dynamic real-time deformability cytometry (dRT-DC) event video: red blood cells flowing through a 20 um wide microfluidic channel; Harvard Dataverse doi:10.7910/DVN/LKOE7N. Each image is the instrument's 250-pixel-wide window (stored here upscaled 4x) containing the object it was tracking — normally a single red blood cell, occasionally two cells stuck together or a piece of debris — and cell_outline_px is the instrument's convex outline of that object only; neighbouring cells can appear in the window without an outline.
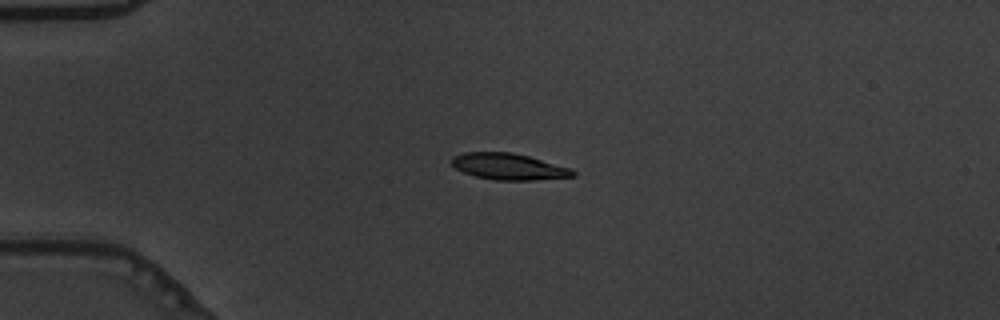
{"species": "common noctule bat (a hibernating species)", "species_latin": "Nyctalus noctula", "temperature_condition": "warm", "stored_images_in_passage": 55, "camera_frame_rate_fps": 3000, "um_per_image_px": 0.085, "animal": {"sex": "male", "body_mass_g": 19.5, "forearm_length_mm": 54.6}, "frame": {"image": 1, "passage_image": 14, "time_ms": 4.333, "image_size_px": [1000, 320], "cell_outline_px": [[576, 176], [532, 180], [496, 180], [476, 176], [464, 172], [456, 168], [452, 164], [452, 156], [464, 152], [512, 152], [528, 156], [572, 168], [576, 172]], "centroid_in_image_um": [43.26, 14.15], "position_along_channel_um": 41.7, "area_um2": 18.55}}
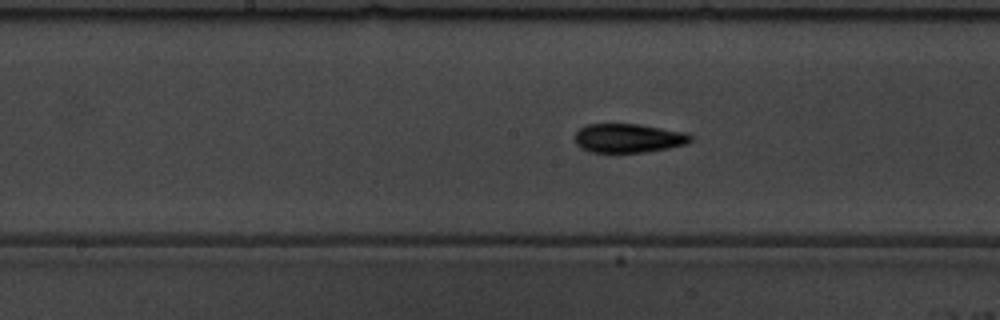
{"frame": {"image": 2, "passage_image": 29, "time_ms": 9.333, "image_size_px": [1000, 320], "cell_outline_px": [[692, 140], [684, 144], [668, 148], [644, 152], [592, 152], [580, 148], [576, 144], [576, 132], [580, 128], [588, 124], [640, 124], [684, 132], [692, 136]], "centroid_in_image_um": [53.4, 11.74], "position_along_channel_um": 194.8, "area_um2": 19.36}}
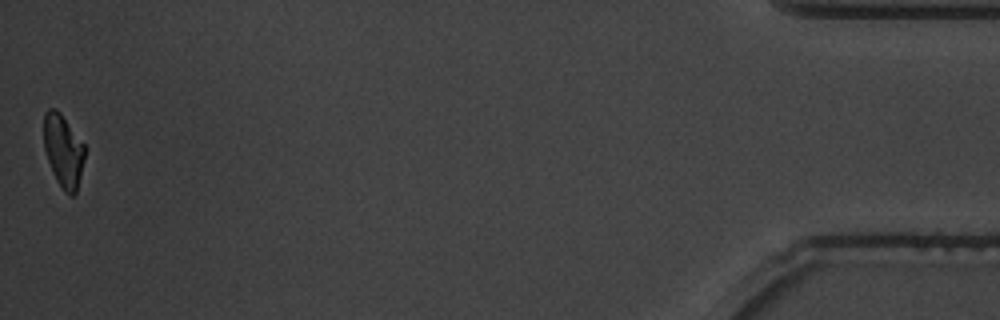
{"frame": {"image": 3, "passage_image": 55, "time_ms": 18.0, "image_size_px": [1000, 320], "cell_outline_px": [[84, 160], [76, 192], [72, 196], [68, 196], [64, 192], [56, 180], [52, 172], [44, 148], [44, 112], [48, 108], [56, 108], [60, 112], [84, 144]], "centroid_in_image_um": [5.37, 12.82], "position_along_channel_um": 429.8, "area_um2": 17.34}, "authors_computed_cell_mechanics": {"area_um2": 18.785, "velocity_mm_per_s": 3.7141, "shape_relaxation_time_tau1_ms": 3.2446, "shape_relaxation_time_tau2_ms": 2.0285, "deformation_change_tau1": 0.1402, "deformation_change_tau2": 0.0817}}